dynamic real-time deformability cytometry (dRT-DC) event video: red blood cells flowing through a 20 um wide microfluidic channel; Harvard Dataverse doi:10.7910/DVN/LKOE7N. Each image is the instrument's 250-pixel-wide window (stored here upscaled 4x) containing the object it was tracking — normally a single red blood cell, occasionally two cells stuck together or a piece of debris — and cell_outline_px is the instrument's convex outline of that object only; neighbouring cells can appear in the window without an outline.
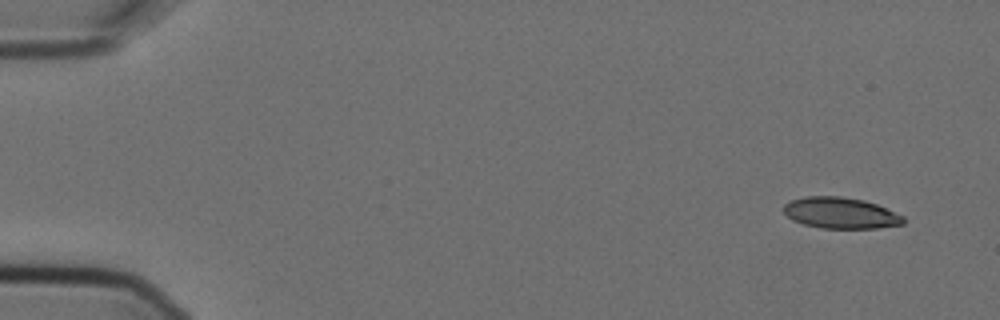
{"species": "Egyptian fruit bat (a non-hibernating species)", "species_latin": "Rousettus aegyptiacus", "temperature_condition": "cold", "stored_images_in_passage": 8, "camera_frame_rate_fps": 3000, "um_per_image_px": 0.085, "animal": {"sex": "female"}, "frame": {"image": 1, "passage_image": 1, "time_ms": 0.0, "image_size_px": [1000, 320], "cell_outline_px": [[904, 224], [876, 228], [820, 228], [804, 224], [792, 220], [784, 212], [784, 204], [792, 200], [804, 196], [840, 196], [864, 200], [876, 204], [904, 216]], "centroid_in_image_um": [71.45, 18.1], "position_along_channel_um": 13.6, "area_um2": 21.68}}
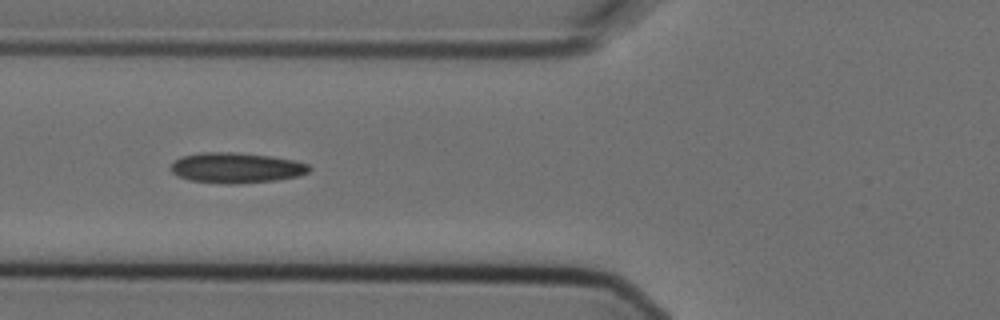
{"frame": {"image": 2, "passage_image": 6, "time_ms": 1.667, "image_size_px": [1000, 320], "cell_outline_px": [[312, 168], [308, 172], [296, 176], [276, 180], [240, 184], [224, 184], [188, 180], [176, 176], [172, 172], [172, 164], [180, 156], [200, 152], [232, 152], [268, 156], [292, 160], [308, 164]], "centroid_in_image_um": [20.04, 14.27], "position_along_channel_um": 105.8, "area_um2": 24.51}}
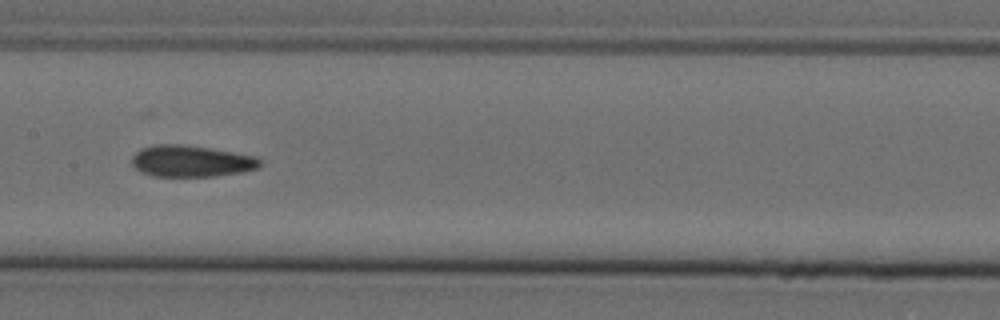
{"frame": {"image": 3, "passage_image": 8, "time_ms": 2.333, "image_size_px": [1000, 320], "cell_outline_px": [[260, 168], [240, 172], [216, 176], [152, 176], [140, 172], [132, 164], [132, 156], [140, 148], [152, 144], [180, 144], [208, 148], [256, 156], [260, 160]], "centroid_in_image_um": [16.21, 13.69], "position_along_channel_um": 191.2, "area_um2": 23.52}}